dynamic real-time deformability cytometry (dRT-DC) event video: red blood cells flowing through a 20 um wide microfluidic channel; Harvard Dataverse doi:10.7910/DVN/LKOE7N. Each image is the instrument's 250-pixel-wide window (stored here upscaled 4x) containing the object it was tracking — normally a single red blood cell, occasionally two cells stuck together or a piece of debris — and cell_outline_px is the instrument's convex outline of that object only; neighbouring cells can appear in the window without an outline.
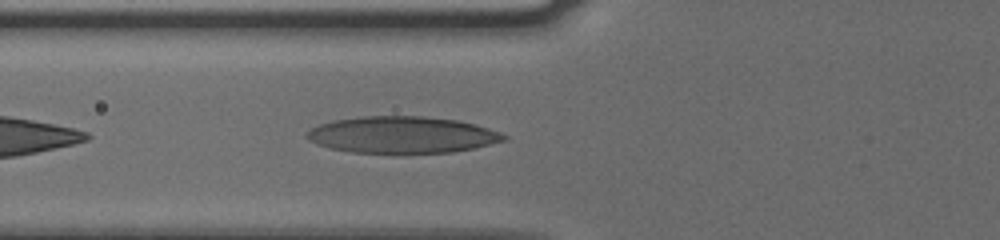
{"species": "human", "species_latin": "Homo sapiens", "temperature_condition": "cold", "stored_images_in_passage": 4, "camera_frame_rate_fps": 3000, "um_per_image_px": 0.085, "donor": {"sex": "male"}, "frame": {"image": 1, "passage_image": 4, "time_ms": 1.0, "image_size_px": [1000, 240], "cell_outline_px": [[508, 140], [472, 148], [452, 152], [352, 152], [332, 148], [316, 144], [308, 140], [304, 136], [312, 128], [320, 124], [336, 120], [360, 116], [420, 116], [456, 120], [476, 124], [500, 132], [508, 136]], "centroid_in_image_um": [34.19, 11.45], "position_along_channel_um": 91.6, "area_um2": 41.67}}